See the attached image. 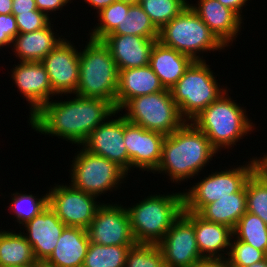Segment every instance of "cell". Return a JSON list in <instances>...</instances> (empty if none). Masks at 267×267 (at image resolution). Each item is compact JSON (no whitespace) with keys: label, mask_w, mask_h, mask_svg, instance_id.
<instances>
[{"label":"cell","mask_w":267,"mask_h":267,"mask_svg":"<svg viewBox=\"0 0 267 267\" xmlns=\"http://www.w3.org/2000/svg\"><path fill=\"white\" fill-rule=\"evenodd\" d=\"M115 111L102 98L76 95L67 101H49L28 122L37 133L65 139L80 148L89 134Z\"/></svg>","instance_id":"cell-1"},{"label":"cell","mask_w":267,"mask_h":267,"mask_svg":"<svg viewBox=\"0 0 267 267\" xmlns=\"http://www.w3.org/2000/svg\"><path fill=\"white\" fill-rule=\"evenodd\" d=\"M218 151L192 122L166 135L161 160L153 172L166 174L175 184L198 175Z\"/></svg>","instance_id":"cell-2"},{"label":"cell","mask_w":267,"mask_h":267,"mask_svg":"<svg viewBox=\"0 0 267 267\" xmlns=\"http://www.w3.org/2000/svg\"><path fill=\"white\" fill-rule=\"evenodd\" d=\"M126 210L136 244H158L183 213V192L151 194Z\"/></svg>","instance_id":"cell-3"},{"label":"cell","mask_w":267,"mask_h":267,"mask_svg":"<svg viewBox=\"0 0 267 267\" xmlns=\"http://www.w3.org/2000/svg\"><path fill=\"white\" fill-rule=\"evenodd\" d=\"M232 100L228 90L211 103L191 122L210 140L220 152L230 149L254 129L255 125L246 115V109ZM253 123V124H252Z\"/></svg>","instance_id":"cell-4"},{"label":"cell","mask_w":267,"mask_h":267,"mask_svg":"<svg viewBox=\"0 0 267 267\" xmlns=\"http://www.w3.org/2000/svg\"><path fill=\"white\" fill-rule=\"evenodd\" d=\"M79 52V82L75 95L102 98L115 107L119 71L102 40L88 39Z\"/></svg>","instance_id":"cell-5"},{"label":"cell","mask_w":267,"mask_h":267,"mask_svg":"<svg viewBox=\"0 0 267 267\" xmlns=\"http://www.w3.org/2000/svg\"><path fill=\"white\" fill-rule=\"evenodd\" d=\"M158 41L194 61H203L201 52L210 53L226 47L190 6L159 30Z\"/></svg>","instance_id":"cell-6"},{"label":"cell","mask_w":267,"mask_h":267,"mask_svg":"<svg viewBox=\"0 0 267 267\" xmlns=\"http://www.w3.org/2000/svg\"><path fill=\"white\" fill-rule=\"evenodd\" d=\"M205 61H194L170 89L181 116L187 122H191L227 91V87L220 88L216 76Z\"/></svg>","instance_id":"cell-7"},{"label":"cell","mask_w":267,"mask_h":267,"mask_svg":"<svg viewBox=\"0 0 267 267\" xmlns=\"http://www.w3.org/2000/svg\"><path fill=\"white\" fill-rule=\"evenodd\" d=\"M124 109L126 113L123 116L128 122L164 135L172 134L187 122L169 89L130 99L119 113Z\"/></svg>","instance_id":"cell-8"},{"label":"cell","mask_w":267,"mask_h":267,"mask_svg":"<svg viewBox=\"0 0 267 267\" xmlns=\"http://www.w3.org/2000/svg\"><path fill=\"white\" fill-rule=\"evenodd\" d=\"M72 160L70 185L96 197L119 189L127 173L115 162L92 154L83 147Z\"/></svg>","instance_id":"cell-9"},{"label":"cell","mask_w":267,"mask_h":267,"mask_svg":"<svg viewBox=\"0 0 267 267\" xmlns=\"http://www.w3.org/2000/svg\"><path fill=\"white\" fill-rule=\"evenodd\" d=\"M254 173L253 160L225 171L211 172L187 192L183 191L184 210L198 213L205 205L239 192Z\"/></svg>","instance_id":"cell-10"},{"label":"cell","mask_w":267,"mask_h":267,"mask_svg":"<svg viewBox=\"0 0 267 267\" xmlns=\"http://www.w3.org/2000/svg\"><path fill=\"white\" fill-rule=\"evenodd\" d=\"M47 193L48 206L66 226L71 227L87 229L103 204L96 201V196L75 189L70 184H56Z\"/></svg>","instance_id":"cell-11"},{"label":"cell","mask_w":267,"mask_h":267,"mask_svg":"<svg viewBox=\"0 0 267 267\" xmlns=\"http://www.w3.org/2000/svg\"><path fill=\"white\" fill-rule=\"evenodd\" d=\"M90 243L104 246L136 244L126 207L103 203L87 228Z\"/></svg>","instance_id":"cell-12"},{"label":"cell","mask_w":267,"mask_h":267,"mask_svg":"<svg viewBox=\"0 0 267 267\" xmlns=\"http://www.w3.org/2000/svg\"><path fill=\"white\" fill-rule=\"evenodd\" d=\"M166 267H193L202 256L193 223L182 213L158 243Z\"/></svg>","instance_id":"cell-13"},{"label":"cell","mask_w":267,"mask_h":267,"mask_svg":"<svg viewBox=\"0 0 267 267\" xmlns=\"http://www.w3.org/2000/svg\"><path fill=\"white\" fill-rule=\"evenodd\" d=\"M118 112L116 110L113 116L110 115L106 121L98 125L81 146L92 154L115 162L128 174L129 156L124 144V116L120 114L121 116L115 118Z\"/></svg>","instance_id":"cell-14"},{"label":"cell","mask_w":267,"mask_h":267,"mask_svg":"<svg viewBox=\"0 0 267 267\" xmlns=\"http://www.w3.org/2000/svg\"><path fill=\"white\" fill-rule=\"evenodd\" d=\"M64 38L41 63L46 69L53 92L60 97L64 93L75 95L79 82V52Z\"/></svg>","instance_id":"cell-15"},{"label":"cell","mask_w":267,"mask_h":267,"mask_svg":"<svg viewBox=\"0 0 267 267\" xmlns=\"http://www.w3.org/2000/svg\"><path fill=\"white\" fill-rule=\"evenodd\" d=\"M165 137L160 132L130 123L124 117V144L129 156V173L132 168L153 173L160 163Z\"/></svg>","instance_id":"cell-16"},{"label":"cell","mask_w":267,"mask_h":267,"mask_svg":"<svg viewBox=\"0 0 267 267\" xmlns=\"http://www.w3.org/2000/svg\"><path fill=\"white\" fill-rule=\"evenodd\" d=\"M19 63L13 70L11 69V78L29 103L30 120L56 94L51 88L48 73L41 62Z\"/></svg>","instance_id":"cell-17"},{"label":"cell","mask_w":267,"mask_h":267,"mask_svg":"<svg viewBox=\"0 0 267 267\" xmlns=\"http://www.w3.org/2000/svg\"><path fill=\"white\" fill-rule=\"evenodd\" d=\"M23 234L31 244L35 259L43 264L53 253L66 225L47 206L32 220L24 224Z\"/></svg>","instance_id":"cell-18"},{"label":"cell","mask_w":267,"mask_h":267,"mask_svg":"<svg viewBox=\"0 0 267 267\" xmlns=\"http://www.w3.org/2000/svg\"><path fill=\"white\" fill-rule=\"evenodd\" d=\"M157 40L134 35H107L102 42L109 48L120 71L149 65L151 51Z\"/></svg>","instance_id":"cell-19"},{"label":"cell","mask_w":267,"mask_h":267,"mask_svg":"<svg viewBox=\"0 0 267 267\" xmlns=\"http://www.w3.org/2000/svg\"><path fill=\"white\" fill-rule=\"evenodd\" d=\"M189 6L227 48L240 34L243 19L219 1L198 0Z\"/></svg>","instance_id":"cell-20"},{"label":"cell","mask_w":267,"mask_h":267,"mask_svg":"<svg viewBox=\"0 0 267 267\" xmlns=\"http://www.w3.org/2000/svg\"><path fill=\"white\" fill-rule=\"evenodd\" d=\"M183 214L194 225L196 242L202 258L226 259L233 229L224 224L207 221L194 212L183 210Z\"/></svg>","instance_id":"cell-21"},{"label":"cell","mask_w":267,"mask_h":267,"mask_svg":"<svg viewBox=\"0 0 267 267\" xmlns=\"http://www.w3.org/2000/svg\"><path fill=\"white\" fill-rule=\"evenodd\" d=\"M90 241L87 229L66 226L44 267H83Z\"/></svg>","instance_id":"cell-22"},{"label":"cell","mask_w":267,"mask_h":267,"mask_svg":"<svg viewBox=\"0 0 267 267\" xmlns=\"http://www.w3.org/2000/svg\"><path fill=\"white\" fill-rule=\"evenodd\" d=\"M165 90L149 65L119 71L115 109L119 111L130 99Z\"/></svg>","instance_id":"cell-23"},{"label":"cell","mask_w":267,"mask_h":267,"mask_svg":"<svg viewBox=\"0 0 267 267\" xmlns=\"http://www.w3.org/2000/svg\"><path fill=\"white\" fill-rule=\"evenodd\" d=\"M194 60L171 47L156 41L150 55L149 66L165 89H171L184 75Z\"/></svg>","instance_id":"cell-24"},{"label":"cell","mask_w":267,"mask_h":267,"mask_svg":"<svg viewBox=\"0 0 267 267\" xmlns=\"http://www.w3.org/2000/svg\"><path fill=\"white\" fill-rule=\"evenodd\" d=\"M53 22L45 28L30 33L18 34L12 40L19 62H41L64 39L53 31ZM52 25V26H51Z\"/></svg>","instance_id":"cell-25"},{"label":"cell","mask_w":267,"mask_h":267,"mask_svg":"<svg viewBox=\"0 0 267 267\" xmlns=\"http://www.w3.org/2000/svg\"><path fill=\"white\" fill-rule=\"evenodd\" d=\"M246 212L247 201L244 186L239 192L205 205L197 214L207 221L224 224L234 229Z\"/></svg>","instance_id":"cell-26"},{"label":"cell","mask_w":267,"mask_h":267,"mask_svg":"<svg viewBox=\"0 0 267 267\" xmlns=\"http://www.w3.org/2000/svg\"><path fill=\"white\" fill-rule=\"evenodd\" d=\"M40 264L23 232L0 230V267H27Z\"/></svg>","instance_id":"cell-27"},{"label":"cell","mask_w":267,"mask_h":267,"mask_svg":"<svg viewBox=\"0 0 267 267\" xmlns=\"http://www.w3.org/2000/svg\"><path fill=\"white\" fill-rule=\"evenodd\" d=\"M108 35H134L146 38H159V29L139 4L129 7L127 15L112 33Z\"/></svg>","instance_id":"cell-28"},{"label":"cell","mask_w":267,"mask_h":267,"mask_svg":"<svg viewBox=\"0 0 267 267\" xmlns=\"http://www.w3.org/2000/svg\"><path fill=\"white\" fill-rule=\"evenodd\" d=\"M233 236L267 254V225L258 216L246 212L233 229Z\"/></svg>","instance_id":"cell-29"},{"label":"cell","mask_w":267,"mask_h":267,"mask_svg":"<svg viewBox=\"0 0 267 267\" xmlns=\"http://www.w3.org/2000/svg\"><path fill=\"white\" fill-rule=\"evenodd\" d=\"M133 246H104L90 243L83 267H125L129 249Z\"/></svg>","instance_id":"cell-30"},{"label":"cell","mask_w":267,"mask_h":267,"mask_svg":"<svg viewBox=\"0 0 267 267\" xmlns=\"http://www.w3.org/2000/svg\"><path fill=\"white\" fill-rule=\"evenodd\" d=\"M139 5L160 30L189 6L187 0H140Z\"/></svg>","instance_id":"cell-31"},{"label":"cell","mask_w":267,"mask_h":267,"mask_svg":"<svg viewBox=\"0 0 267 267\" xmlns=\"http://www.w3.org/2000/svg\"><path fill=\"white\" fill-rule=\"evenodd\" d=\"M11 204L8 208L16 217L17 223L23 226L27 221L32 220L48 206V193L39 198L35 194L16 192L11 194ZM37 197V198H36Z\"/></svg>","instance_id":"cell-32"},{"label":"cell","mask_w":267,"mask_h":267,"mask_svg":"<svg viewBox=\"0 0 267 267\" xmlns=\"http://www.w3.org/2000/svg\"><path fill=\"white\" fill-rule=\"evenodd\" d=\"M131 5L120 1H115L98 14L97 26L89 33L91 39L102 40L108 34L112 33L119 25L129 10Z\"/></svg>","instance_id":"cell-33"},{"label":"cell","mask_w":267,"mask_h":267,"mask_svg":"<svg viewBox=\"0 0 267 267\" xmlns=\"http://www.w3.org/2000/svg\"><path fill=\"white\" fill-rule=\"evenodd\" d=\"M245 190L247 212L258 216L267 225V185L253 173Z\"/></svg>","instance_id":"cell-34"},{"label":"cell","mask_w":267,"mask_h":267,"mask_svg":"<svg viewBox=\"0 0 267 267\" xmlns=\"http://www.w3.org/2000/svg\"><path fill=\"white\" fill-rule=\"evenodd\" d=\"M125 267H166L158 244H135L127 253Z\"/></svg>","instance_id":"cell-35"},{"label":"cell","mask_w":267,"mask_h":267,"mask_svg":"<svg viewBox=\"0 0 267 267\" xmlns=\"http://www.w3.org/2000/svg\"><path fill=\"white\" fill-rule=\"evenodd\" d=\"M227 253L228 257H226V260L229 267H247L256 262L263 261L267 257L264 251L257 250L250 244L236 239L234 236H232Z\"/></svg>","instance_id":"cell-36"},{"label":"cell","mask_w":267,"mask_h":267,"mask_svg":"<svg viewBox=\"0 0 267 267\" xmlns=\"http://www.w3.org/2000/svg\"><path fill=\"white\" fill-rule=\"evenodd\" d=\"M18 34L30 33L45 28L52 18L48 17L44 12L31 11L15 16Z\"/></svg>","instance_id":"cell-37"},{"label":"cell","mask_w":267,"mask_h":267,"mask_svg":"<svg viewBox=\"0 0 267 267\" xmlns=\"http://www.w3.org/2000/svg\"><path fill=\"white\" fill-rule=\"evenodd\" d=\"M18 35L16 18L13 14H0V49L12 45V40Z\"/></svg>","instance_id":"cell-38"},{"label":"cell","mask_w":267,"mask_h":267,"mask_svg":"<svg viewBox=\"0 0 267 267\" xmlns=\"http://www.w3.org/2000/svg\"><path fill=\"white\" fill-rule=\"evenodd\" d=\"M37 9L44 12L48 17L49 13H54V11L62 10L67 3H72L71 0H35Z\"/></svg>","instance_id":"cell-39"},{"label":"cell","mask_w":267,"mask_h":267,"mask_svg":"<svg viewBox=\"0 0 267 267\" xmlns=\"http://www.w3.org/2000/svg\"><path fill=\"white\" fill-rule=\"evenodd\" d=\"M31 11H39L35 0H13L12 14L14 16Z\"/></svg>","instance_id":"cell-40"},{"label":"cell","mask_w":267,"mask_h":267,"mask_svg":"<svg viewBox=\"0 0 267 267\" xmlns=\"http://www.w3.org/2000/svg\"><path fill=\"white\" fill-rule=\"evenodd\" d=\"M254 174L267 185V153L263 157H252Z\"/></svg>","instance_id":"cell-41"},{"label":"cell","mask_w":267,"mask_h":267,"mask_svg":"<svg viewBox=\"0 0 267 267\" xmlns=\"http://www.w3.org/2000/svg\"><path fill=\"white\" fill-rule=\"evenodd\" d=\"M219 1L223 6L230 8L232 11H234L241 19H242V9L243 6L245 7L246 2L248 0H217Z\"/></svg>","instance_id":"cell-42"},{"label":"cell","mask_w":267,"mask_h":267,"mask_svg":"<svg viewBox=\"0 0 267 267\" xmlns=\"http://www.w3.org/2000/svg\"><path fill=\"white\" fill-rule=\"evenodd\" d=\"M193 267H229L226 259H208L203 258Z\"/></svg>","instance_id":"cell-43"},{"label":"cell","mask_w":267,"mask_h":267,"mask_svg":"<svg viewBox=\"0 0 267 267\" xmlns=\"http://www.w3.org/2000/svg\"><path fill=\"white\" fill-rule=\"evenodd\" d=\"M86 3H88L91 7L94 8V10H97V13H99L102 9L106 8L116 0H84Z\"/></svg>","instance_id":"cell-44"},{"label":"cell","mask_w":267,"mask_h":267,"mask_svg":"<svg viewBox=\"0 0 267 267\" xmlns=\"http://www.w3.org/2000/svg\"><path fill=\"white\" fill-rule=\"evenodd\" d=\"M13 0H0V14L10 15L12 14Z\"/></svg>","instance_id":"cell-45"},{"label":"cell","mask_w":267,"mask_h":267,"mask_svg":"<svg viewBox=\"0 0 267 267\" xmlns=\"http://www.w3.org/2000/svg\"><path fill=\"white\" fill-rule=\"evenodd\" d=\"M247 267H267V258L263 261L256 262L255 264Z\"/></svg>","instance_id":"cell-46"},{"label":"cell","mask_w":267,"mask_h":267,"mask_svg":"<svg viewBox=\"0 0 267 267\" xmlns=\"http://www.w3.org/2000/svg\"><path fill=\"white\" fill-rule=\"evenodd\" d=\"M116 1H120V2H123V3L130 4V5H134V4H139L140 0H116Z\"/></svg>","instance_id":"cell-47"},{"label":"cell","mask_w":267,"mask_h":267,"mask_svg":"<svg viewBox=\"0 0 267 267\" xmlns=\"http://www.w3.org/2000/svg\"><path fill=\"white\" fill-rule=\"evenodd\" d=\"M27 267H43V264H37V265H32V266H27Z\"/></svg>","instance_id":"cell-48"}]
</instances>
